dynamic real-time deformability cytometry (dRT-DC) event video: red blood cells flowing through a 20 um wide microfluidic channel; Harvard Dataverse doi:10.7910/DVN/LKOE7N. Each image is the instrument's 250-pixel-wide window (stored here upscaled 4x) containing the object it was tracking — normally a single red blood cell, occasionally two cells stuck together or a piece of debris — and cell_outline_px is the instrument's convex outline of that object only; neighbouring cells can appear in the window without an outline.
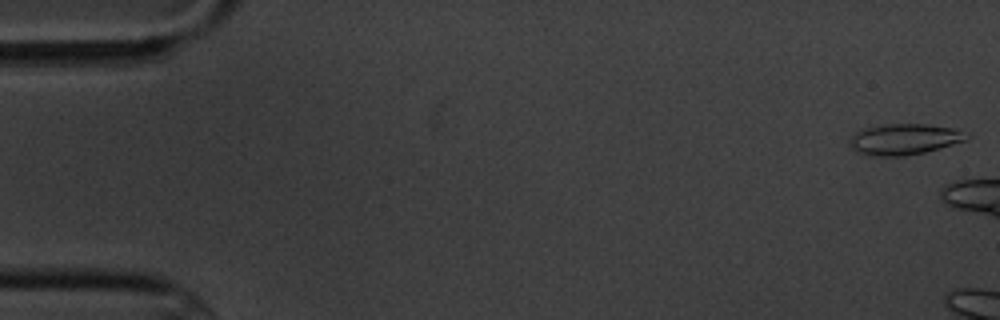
{"species": "common noctule bat (a hibernating species)", "species_latin": "Nyctalus noctula", "temperature_condition": "cold", "stored_images_in_passage": 3, "camera_frame_rate_fps": 3000, "um_per_image_px": 0.085, "animal": {"sex": "male", "body_mass_g": 20.1, "forearm_length_mm": 53.5}, "frame": {"image": 1, "passage_image": 1, "time_ms": 0.0, "image_size_px": [1000, 320], "cell_outline_px": [[972, 136], [964, 140], [940, 148], [924, 152], [904, 156], [872, 156], [860, 152], [852, 148], [848, 144], [848, 140], [856, 132], [864, 128], [884, 124], [928, 124], [952, 128], [968, 132]], "centroid_in_image_um": [76.87, 11.83], "position_along_channel_um": 8.1, "area_um2": 21.1}}